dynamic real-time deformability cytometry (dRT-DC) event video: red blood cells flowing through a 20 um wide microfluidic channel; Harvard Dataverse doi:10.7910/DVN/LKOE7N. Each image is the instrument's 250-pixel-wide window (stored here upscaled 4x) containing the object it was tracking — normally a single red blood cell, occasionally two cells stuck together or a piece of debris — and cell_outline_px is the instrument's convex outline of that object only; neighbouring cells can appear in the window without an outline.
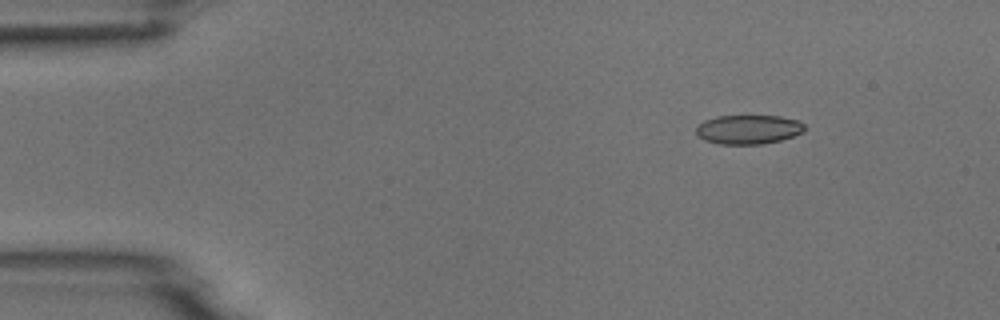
{"species": "common noctule bat (a hibernating species)", "species_latin": "Nyctalus noctula", "temperature_condition": "room temperature", "stored_images_in_passage": 5, "camera_frame_rate_fps": 3000, "um_per_image_px": 0.085, "animal": {"sex": "male", "body_mass_g": 18.8}, "frame": {"image": 1, "passage_image": 2, "time_ms": 0.333, "image_size_px": [1000, 320], "cell_outline_px": [[804, 128], [800, 132], [792, 136], [780, 140], [764, 144], [720, 144], [704, 140], [696, 136], [696, 128], [704, 120], [716, 116], [780, 116], [800, 120], [804, 124]], "centroid_in_image_um": [63.58, 11.0], "position_along_channel_um": 21.4, "area_um2": 18.44}}
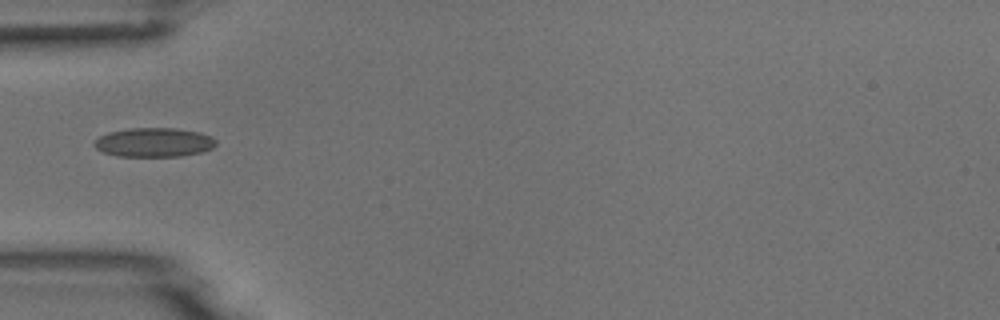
{"frame": {"image": 2, "passage_image": 5, "time_ms": 1.333, "image_size_px": [1000, 320], "cell_outline_px": [[216, 144], [212, 148], [200, 152], [180, 156], [120, 156], [104, 152], [96, 148], [92, 144], [100, 136], [108, 132], [128, 128], [176, 128], [200, 132], [212, 136], [216, 140]], "centroid_in_image_um": [13.1, 12.09], "position_along_channel_um": 71.9, "area_um2": 20.63}}